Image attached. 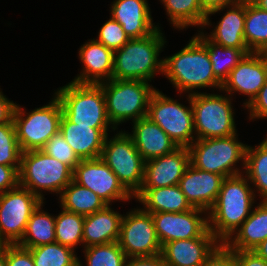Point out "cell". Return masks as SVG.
Returning a JSON list of instances; mask_svg holds the SVG:
<instances>
[{
    "mask_svg": "<svg viewBox=\"0 0 267 266\" xmlns=\"http://www.w3.org/2000/svg\"><path fill=\"white\" fill-rule=\"evenodd\" d=\"M163 76L180 94H195L198 89L222 88L215 77L206 45L194 34L177 53L164 57ZM197 89V90H196Z\"/></svg>",
    "mask_w": 267,
    "mask_h": 266,
    "instance_id": "cell-1",
    "label": "cell"
},
{
    "mask_svg": "<svg viewBox=\"0 0 267 266\" xmlns=\"http://www.w3.org/2000/svg\"><path fill=\"white\" fill-rule=\"evenodd\" d=\"M256 197L244 173L224 178L217 199L208 211L209 230L221 243L224 244L250 215Z\"/></svg>",
    "mask_w": 267,
    "mask_h": 266,
    "instance_id": "cell-2",
    "label": "cell"
},
{
    "mask_svg": "<svg viewBox=\"0 0 267 266\" xmlns=\"http://www.w3.org/2000/svg\"><path fill=\"white\" fill-rule=\"evenodd\" d=\"M162 29L143 38L130 39L114 51L112 79L151 82L160 73L163 76L164 59H159L166 44Z\"/></svg>",
    "mask_w": 267,
    "mask_h": 266,
    "instance_id": "cell-3",
    "label": "cell"
},
{
    "mask_svg": "<svg viewBox=\"0 0 267 266\" xmlns=\"http://www.w3.org/2000/svg\"><path fill=\"white\" fill-rule=\"evenodd\" d=\"M246 148L247 144L238 140L237 133L229 137L195 139L188 147L190 164L224 177L242 174L245 170ZM238 163H241L242 169Z\"/></svg>",
    "mask_w": 267,
    "mask_h": 266,
    "instance_id": "cell-4",
    "label": "cell"
},
{
    "mask_svg": "<svg viewBox=\"0 0 267 266\" xmlns=\"http://www.w3.org/2000/svg\"><path fill=\"white\" fill-rule=\"evenodd\" d=\"M63 115L72 123L92 128H114L109 121L105 95L99 84L69 82L54 92Z\"/></svg>",
    "mask_w": 267,
    "mask_h": 266,
    "instance_id": "cell-5",
    "label": "cell"
},
{
    "mask_svg": "<svg viewBox=\"0 0 267 266\" xmlns=\"http://www.w3.org/2000/svg\"><path fill=\"white\" fill-rule=\"evenodd\" d=\"M99 85L105 95L109 121L116 130L124 122L146 117L156 90L150 82L141 80L111 79Z\"/></svg>",
    "mask_w": 267,
    "mask_h": 266,
    "instance_id": "cell-6",
    "label": "cell"
},
{
    "mask_svg": "<svg viewBox=\"0 0 267 266\" xmlns=\"http://www.w3.org/2000/svg\"><path fill=\"white\" fill-rule=\"evenodd\" d=\"M73 180V170L42 150L22 152L19 170V185L29 189L42 201L44 193L61 195L63 189Z\"/></svg>",
    "mask_w": 267,
    "mask_h": 266,
    "instance_id": "cell-7",
    "label": "cell"
},
{
    "mask_svg": "<svg viewBox=\"0 0 267 266\" xmlns=\"http://www.w3.org/2000/svg\"><path fill=\"white\" fill-rule=\"evenodd\" d=\"M220 92L223 94L200 91L191 94L196 139L229 137L237 133L233 98Z\"/></svg>",
    "mask_w": 267,
    "mask_h": 266,
    "instance_id": "cell-8",
    "label": "cell"
},
{
    "mask_svg": "<svg viewBox=\"0 0 267 266\" xmlns=\"http://www.w3.org/2000/svg\"><path fill=\"white\" fill-rule=\"evenodd\" d=\"M50 100L48 104L29 112L16 104L13 121L22 152L41 150L59 132L63 115L61 102L55 94Z\"/></svg>",
    "mask_w": 267,
    "mask_h": 266,
    "instance_id": "cell-9",
    "label": "cell"
},
{
    "mask_svg": "<svg viewBox=\"0 0 267 266\" xmlns=\"http://www.w3.org/2000/svg\"><path fill=\"white\" fill-rule=\"evenodd\" d=\"M116 131L114 136H106L101 158L116 174L123 187L134 197L144 181L145 161L128 132Z\"/></svg>",
    "mask_w": 267,
    "mask_h": 266,
    "instance_id": "cell-10",
    "label": "cell"
},
{
    "mask_svg": "<svg viewBox=\"0 0 267 266\" xmlns=\"http://www.w3.org/2000/svg\"><path fill=\"white\" fill-rule=\"evenodd\" d=\"M185 96L189 106L156 89L150 98L147 114L178 147H189L196 139L191 95Z\"/></svg>",
    "mask_w": 267,
    "mask_h": 266,
    "instance_id": "cell-11",
    "label": "cell"
},
{
    "mask_svg": "<svg viewBox=\"0 0 267 266\" xmlns=\"http://www.w3.org/2000/svg\"><path fill=\"white\" fill-rule=\"evenodd\" d=\"M41 202L37 195L20 185L0 193V245L21 241L33 211Z\"/></svg>",
    "mask_w": 267,
    "mask_h": 266,
    "instance_id": "cell-12",
    "label": "cell"
},
{
    "mask_svg": "<svg viewBox=\"0 0 267 266\" xmlns=\"http://www.w3.org/2000/svg\"><path fill=\"white\" fill-rule=\"evenodd\" d=\"M118 243L127 258L161 254L162 245L151 213L137 207L123 214Z\"/></svg>",
    "mask_w": 267,
    "mask_h": 266,
    "instance_id": "cell-13",
    "label": "cell"
},
{
    "mask_svg": "<svg viewBox=\"0 0 267 266\" xmlns=\"http://www.w3.org/2000/svg\"><path fill=\"white\" fill-rule=\"evenodd\" d=\"M73 181L93 191L107 205L134 198L101 157L81 160L73 170Z\"/></svg>",
    "mask_w": 267,
    "mask_h": 266,
    "instance_id": "cell-14",
    "label": "cell"
},
{
    "mask_svg": "<svg viewBox=\"0 0 267 266\" xmlns=\"http://www.w3.org/2000/svg\"><path fill=\"white\" fill-rule=\"evenodd\" d=\"M160 244L201 237L208 229V212L192 208L186 212L151 213Z\"/></svg>",
    "mask_w": 267,
    "mask_h": 266,
    "instance_id": "cell-15",
    "label": "cell"
},
{
    "mask_svg": "<svg viewBox=\"0 0 267 266\" xmlns=\"http://www.w3.org/2000/svg\"><path fill=\"white\" fill-rule=\"evenodd\" d=\"M266 81L267 62L257 52H250L230 71L221 91L231 98L237 93L247 96L242 105L244 109L258 95Z\"/></svg>",
    "mask_w": 267,
    "mask_h": 266,
    "instance_id": "cell-16",
    "label": "cell"
},
{
    "mask_svg": "<svg viewBox=\"0 0 267 266\" xmlns=\"http://www.w3.org/2000/svg\"><path fill=\"white\" fill-rule=\"evenodd\" d=\"M226 9V10H225ZM225 10L226 12L216 23L212 25L211 15ZM213 26L210 33L205 32L206 27ZM245 29V2L238 1L235 4L221 7L209 12L201 29L203 34L213 43L231 48L248 49L244 38ZM204 30V31H203Z\"/></svg>",
    "mask_w": 267,
    "mask_h": 266,
    "instance_id": "cell-17",
    "label": "cell"
},
{
    "mask_svg": "<svg viewBox=\"0 0 267 266\" xmlns=\"http://www.w3.org/2000/svg\"><path fill=\"white\" fill-rule=\"evenodd\" d=\"M220 244L208 229L201 237L164 244L161 255L167 266H201Z\"/></svg>",
    "mask_w": 267,
    "mask_h": 266,
    "instance_id": "cell-18",
    "label": "cell"
},
{
    "mask_svg": "<svg viewBox=\"0 0 267 266\" xmlns=\"http://www.w3.org/2000/svg\"><path fill=\"white\" fill-rule=\"evenodd\" d=\"M190 165L188 147H178L172 153L145 162L141 188H160L178 185Z\"/></svg>",
    "mask_w": 267,
    "mask_h": 266,
    "instance_id": "cell-19",
    "label": "cell"
},
{
    "mask_svg": "<svg viewBox=\"0 0 267 266\" xmlns=\"http://www.w3.org/2000/svg\"><path fill=\"white\" fill-rule=\"evenodd\" d=\"M224 178L222 175L197 169L190 164L178 186L192 207L208 212L217 199Z\"/></svg>",
    "mask_w": 267,
    "mask_h": 266,
    "instance_id": "cell-20",
    "label": "cell"
},
{
    "mask_svg": "<svg viewBox=\"0 0 267 266\" xmlns=\"http://www.w3.org/2000/svg\"><path fill=\"white\" fill-rule=\"evenodd\" d=\"M148 4L147 0H114L111 3V17L121 24L130 39L149 36L161 28L159 23H154Z\"/></svg>",
    "mask_w": 267,
    "mask_h": 266,
    "instance_id": "cell-21",
    "label": "cell"
},
{
    "mask_svg": "<svg viewBox=\"0 0 267 266\" xmlns=\"http://www.w3.org/2000/svg\"><path fill=\"white\" fill-rule=\"evenodd\" d=\"M78 58L83 64L82 70L73 82L100 84L112 79L114 52L94 38L80 46Z\"/></svg>",
    "mask_w": 267,
    "mask_h": 266,
    "instance_id": "cell-22",
    "label": "cell"
},
{
    "mask_svg": "<svg viewBox=\"0 0 267 266\" xmlns=\"http://www.w3.org/2000/svg\"><path fill=\"white\" fill-rule=\"evenodd\" d=\"M115 134V128H92L70 122L64 115L60 121L59 132L71 146L80 160L101 157L104 141L108 132Z\"/></svg>",
    "mask_w": 267,
    "mask_h": 266,
    "instance_id": "cell-23",
    "label": "cell"
},
{
    "mask_svg": "<svg viewBox=\"0 0 267 266\" xmlns=\"http://www.w3.org/2000/svg\"><path fill=\"white\" fill-rule=\"evenodd\" d=\"M132 137L135 147L144 161L172 153L178 145L148 116L132 122Z\"/></svg>",
    "mask_w": 267,
    "mask_h": 266,
    "instance_id": "cell-24",
    "label": "cell"
},
{
    "mask_svg": "<svg viewBox=\"0 0 267 266\" xmlns=\"http://www.w3.org/2000/svg\"><path fill=\"white\" fill-rule=\"evenodd\" d=\"M106 205L84 218L83 248L119 240L123 215Z\"/></svg>",
    "mask_w": 267,
    "mask_h": 266,
    "instance_id": "cell-25",
    "label": "cell"
},
{
    "mask_svg": "<svg viewBox=\"0 0 267 266\" xmlns=\"http://www.w3.org/2000/svg\"><path fill=\"white\" fill-rule=\"evenodd\" d=\"M265 239H267V202H259L224 244L230 250L253 251Z\"/></svg>",
    "mask_w": 267,
    "mask_h": 266,
    "instance_id": "cell-26",
    "label": "cell"
},
{
    "mask_svg": "<svg viewBox=\"0 0 267 266\" xmlns=\"http://www.w3.org/2000/svg\"><path fill=\"white\" fill-rule=\"evenodd\" d=\"M134 199L139 204H143L141 209L147 213H177L186 212L193 208L178 185L160 188H141L134 196Z\"/></svg>",
    "mask_w": 267,
    "mask_h": 266,
    "instance_id": "cell-27",
    "label": "cell"
},
{
    "mask_svg": "<svg viewBox=\"0 0 267 266\" xmlns=\"http://www.w3.org/2000/svg\"><path fill=\"white\" fill-rule=\"evenodd\" d=\"M166 10L170 25L174 29L183 30L196 27L201 30L207 13L203 10L200 0H159Z\"/></svg>",
    "mask_w": 267,
    "mask_h": 266,
    "instance_id": "cell-28",
    "label": "cell"
},
{
    "mask_svg": "<svg viewBox=\"0 0 267 266\" xmlns=\"http://www.w3.org/2000/svg\"><path fill=\"white\" fill-rule=\"evenodd\" d=\"M44 204L41 202L33 211L18 245L30 249L56 242L55 216L43 209Z\"/></svg>",
    "mask_w": 267,
    "mask_h": 266,
    "instance_id": "cell-29",
    "label": "cell"
},
{
    "mask_svg": "<svg viewBox=\"0 0 267 266\" xmlns=\"http://www.w3.org/2000/svg\"><path fill=\"white\" fill-rule=\"evenodd\" d=\"M58 198L60 207L82 216L91 215L107 205L93 191L73 180L63 189Z\"/></svg>",
    "mask_w": 267,
    "mask_h": 266,
    "instance_id": "cell-30",
    "label": "cell"
},
{
    "mask_svg": "<svg viewBox=\"0 0 267 266\" xmlns=\"http://www.w3.org/2000/svg\"><path fill=\"white\" fill-rule=\"evenodd\" d=\"M244 174L254 187L255 195L258 193L260 202H267V141L265 139L254 147L247 145Z\"/></svg>",
    "mask_w": 267,
    "mask_h": 266,
    "instance_id": "cell-31",
    "label": "cell"
},
{
    "mask_svg": "<svg viewBox=\"0 0 267 266\" xmlns=\"http://www.w3.org/2000/svg\"><path fill=\"white\" fill-rule=\"evenodd\" d=\"M197 32L195 35L208 49L214 75L223 84L228 78L230 71L251 51L249 49H238L217 45L210 41L201 30H198Z\"/></svg>",
    "mask_w": 267,
    "mask_h": 266,
    "instance_id": "cell-32",
    "label": "cell"
},
{
    "mask_svg": "<svg viewBox=\"0 0 267 266\" xmlns=\"http://www.w3.org/2000/svg\"><path fill=\"white\" fill-rule=\"evenodd\" d=\"M244 38L251 52H258L267 43V11L255 3H245Z\"/></svg>",
    "mask_w": 267,
    "mask_h": 266,
    "instance_id": "cell-33",
    "label": "cell"
},
{
    "mask_svg": "<svg viewBox=\"0 0 267 266\" xmlns=\"http://www.w3.org/2000/svg\"><path fill=\"white\" fill-rule=\"evenodd\" d=\"M55 215V236L56 242L73 248L83 247V225L84 218L77 213L64 210ZM82 244V245H81Z\"/></svg>",
    "mask_w": 267,
    "mask_h": 266,
    "instance_id": "cell-34",
    "label": "cell"
},
{
    "mask_svg": "<svg viewBox=\"0 0 267 266\" xmlns=\"http://www.w3.org/2000/svg\"><path fill=\"white\" fill-rule=\"evenodd\" d=\"M35 266H78L76 251L68 246L53 242L29 249Z\"/></svg>",
    "mask_w": 267,
    "mask_h": 266,
    "instance_id": "cell-35",
    "label": "cell"
},
{
    "mask_svg": "<svg viewBox=\"0 0 267 266\" xmlns=\"http://www.w3.org/2000/svg\"><path fill=\"white\" fill-rule=\"evenodd\" d=\"M85 262L78 258V266H124L127 257L118 241L83 248ZM82 262V263H81ZM85 263V265L83 264Z\"/></svg>",
    "mask_w": 267,
    "mask_h": 266,
    "instance_id": "cell-36",
    "label": "cell"
},
{
    "mask_svg": "<svg viewBox=\"0 0 267 266\" xmlns=\"http://www.w3.org/2000/svg\"><path fill=\"white\" fill-rule=\"evenodd\" d=\"M21 155L14 121L0 125V165L21 166Z\"/></svg>",
    "mask_w": 267,
    "mask_h": 266,
    "instance_id": "cell-37",
    "label": "cell"
},
{
    "mask_svg": "<svg viewBox=\"0 0 267 266\" xmlns=\"http://www.w3.org/2000/svg\"><path fill=\"white\" fill-rule=\"evenodd\" d=\"M41 150L67 164L72 170L81 161L60 132L52 136Z\"/></svg>",
    "mask_w": 267,
    "mask_h": 266,
    "instance_id": "cell-38",
    "label": "cell"
},
{
    "mask_svg": "<svg viewBox=\"0 0 267 266\" xmlns=\"http://www.w3.org/2000/svg\"><path fill=\"white\" fill-rule=\"evenodd\" d=\"M109 17V20L103 23L99 29L98 36L95 40L114 52L119 50L130 38L124 32L121 24L111 16Z\"/></svg>",
    "mask_w": 267,
    "mask_h": 266,
    "instance_id": "cell-39",
    "label": "cell"
},
{
    "mask_svg": "<svg viewBox=\"0 0 267 266\" xmlns=\"http://www.w3.org/2000/svg\"><path fill=\"white\" fill-rule=\"evenodd\" d=\"M7 266H35L31 251L18 244H6Z\"/></svg>",
    "mask_w": 267,
    "mask_h": 266,
    "instance_id": "cell-40",
    "label": "cell"
},
{
    "mask_svg": "<svg viewBox=\"0 0 267 266\" xmlns=\"http://www.w3.org/2000/svg\"><path fill=\"white\" fill-rule=\"evenodd\" d=\"M249 121L267 119V81L252 102L245 107Z\"/></svg>",
    "mask_w": 267,
    "mask_h": 266,
    "instance_id": "cell-41",
    "label": "cell"
},
{
    "mask_svg": "<svg viewBox=\"0 0 267 266\" xmlns=\"http://www.w3.org/2000/svg\"><path fill=\"white\" fill-rule=\"evenodd\" d=\"M201 266H235L233 251L221 243Z\"/></svg>",
    "mask_w": 267,
    "mask_h": 266,
    "instance_id": "cell-42",
    "label": "cell"
},
{
    "mask_svg": "<svg viewBox=\"0 0 267 266\" xmlns=\"http://www.w3.org/2000/svg\"><path fill=\"white\" fill-rule=\"evenodd\" d=\"M20 167L0 165V193L14 189L19 185Z\"/></svg>",
    "mask_w": 267,
    "mask_h": 266,
    "instance_id": "cell-43",
    "label": "cell"
},
{
    "mask_svg": "<svg viewBox=\"0 0 267 266\" xmlns=\"http://www.w3.org/2000/svg\"><path fill=\"white\" fill-rule=\"evenodd\" d=\"M233 251L235 266H267V261L254 251Z\"/></svg>",
    "mask_w": 267,
    "mask_h": 266,
    "instance_id": "cell-44",
    "label": "cell"
},
{
    "mask_svg": "<svg viewBox=\"0 0 267 266\" xmlns=\"http://www.w3.org/2000/svg\"><path fill=\"white\" fill-rule=\"evenodd\" d=\"M16 104V102L14 103L12 100L8 99L0 88V125L13 121Z\"/></svg>",
    "mask_w": 267,
    "mask_h": 266,
    "instance_id": "cell-45",
    "label": "cell"
},
{
    "mask_svg": "<svg viewBox=\"0 0 267 266\" xmlns=\"http://www.w3.org/2000/svg\"><path fill=\"white\" fill-rule=\"evenodd\" d=\"M124 266H167L161 254L151 257L127 258Z\"/></svg>",
    "mask_w": 267,
    "mask_h": 266,
    "instance_id": "cell-46",
    "label": "cell"
},
{
    "mask_svg": "<svg viewBox=\"0 0 267 266\" xmlns=\"http://www.w3.org/2000/svg\"><path fill=\"white\" fill-rule=\"evenodd\" d=\"M200 1L203 10L208 14L212 10L235 4L240 0H200Z\"/></svg>",
    "mask_w": 267,
    "mask_h": 266,
    "instance_id": "cell-47",
    "label": "cell"
},
{
    "mask_svg": "<svg viewBox=\"0 0 267 266\" xmlns=\"http://www.w3.org/2000/svg\"><path fill=\"white\" fill-rule=\"evenodd\" d=\"M253 251L267 261V239L262 241Z\"/></svg>",
    "mask_w": 267,
    "mask_h": 266,
    "instance_id": "cell-48",
    "label": "cell"
},
{
    "mask_svg": "<svg viewBox=\"0 0 267 266\" xmlns=\"http://www.w3.org/2000/svg\"><path fill=\"white\" fill-rule=\"evenodd\" d=\"M0 266H7L6 245H0Z\"/></svg>",
    "mask_w": 267,
    "mask_h": 266,
    "instance_id": "cell-49",
    "label": "cell"
},
{
    "mask_svg": "<svg viewBox=\"0 0 267 266\" xmlns=\"http://www.w3.org/2000/svg\"><path fill=\"white\" fill-rule=\"evenodd\" d=\"M257 53L265 62H267V43L264 44Z\"/></svg>",
    "mask_w": 267,
    "mask_h": 266,
    "instance_id": "cell-50",
    "label": "cell"
},
{
    "mask_svg": "<svg viewBox=\"0 0 267 266\" xmlns=\"http://www.w3.org/2000/svg\"><path fill=\"white\" fill-rule=\"evenodd\" d=\"M254 3L261 9L267 11V0H256Z\"/></svg>",
    "mask_w": 267,
    "mask_h": 266,
    "instance_id": "cell-51",
    "label": "cell"
},
{
    "mask_svg": "<svg viewBox=\"0 0 267 266\" xmlns=\"http://www.w3.org/2000/svg\"><path fill=\"white\" fill-rule=\"evenodd\" d=\"M240 1L245 3H254L256 0H240Z\"/></svg>",
    "mask_w": 267,
    "mask_h": 266,
    "instance_id": "cell-52",
    "label": "cell"
}]
</instances>
